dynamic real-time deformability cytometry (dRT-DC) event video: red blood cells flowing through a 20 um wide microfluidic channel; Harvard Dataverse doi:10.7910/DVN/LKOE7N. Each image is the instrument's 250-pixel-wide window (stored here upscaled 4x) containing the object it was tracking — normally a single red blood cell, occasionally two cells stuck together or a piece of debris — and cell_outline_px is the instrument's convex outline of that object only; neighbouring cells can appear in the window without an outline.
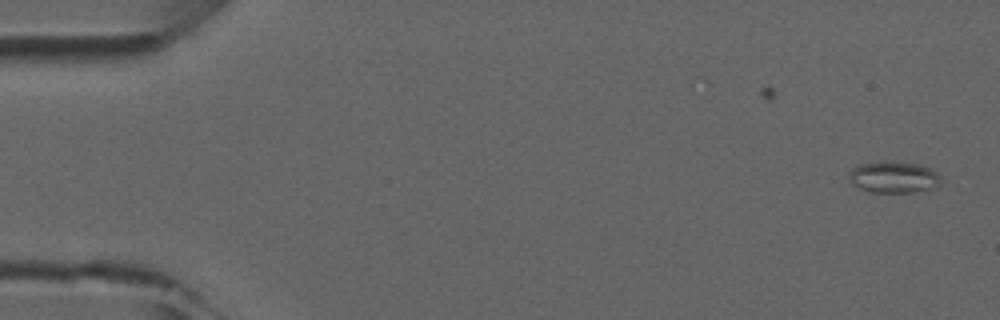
{"species": "common noctule bat (a hibernating species)", "species_latin": "Nyctalus noctula", "temperature_condition": "room temperature", "stored_images_in_passage": 2, "camera_frame_rate_fps": 3000, "um_per_image_px": 0.085, "animal": {"sex": "male", "forearm_length_mm": 52.5}, "frame": {"image": 1, "passage_image": 2, "time_ms": 1.333, "image_size_px": [1000, 320], "cell_outline_px": [[940, 184], [928, 188], [912, 192], [868, 192], [852, 184], [848, 176], [848, 172], [852, 168], [860, 164], [884, 160], [892, 160], [920, 164], [936, 172], [940, 176]], "centroid_in_image_um": [75.9, 15.03], "position_along_channel_um": 9.1, "area_um2": 16.99}}